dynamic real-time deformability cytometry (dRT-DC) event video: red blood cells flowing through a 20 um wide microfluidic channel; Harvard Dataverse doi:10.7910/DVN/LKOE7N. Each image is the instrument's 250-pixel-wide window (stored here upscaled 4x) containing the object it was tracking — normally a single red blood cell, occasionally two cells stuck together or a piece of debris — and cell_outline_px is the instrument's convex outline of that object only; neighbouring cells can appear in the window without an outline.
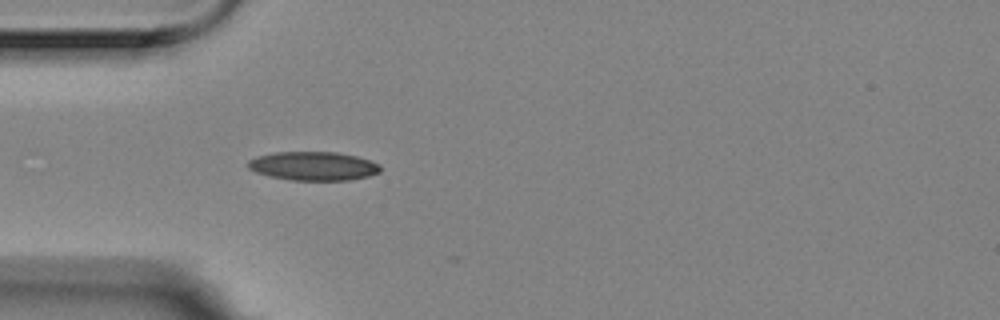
{"species": "Egyptian fruit bat (a non-hibernating species)", "species_latin": "Rousettus aegyptiacus", "temperature_condition": "room temperature", "stored_images_in_passage": 1, "camera_frame_rate_fps": 3000, "um_per_image_px": 0.085, "animal": {"sex": "female"}, "frame": {"image": 1, "passage_image": 1, "time_ms": 0.0, "image_size_px": [1000, 320], "cell_outline_px": [[380, 172], [368, 176], [348, 180], [292, 180], [272, 176], [256, 172], [248, 168], [248, 160], [256, 156], [272, 152], [336, 152], [356, 156], [380, 164]], "centroid_in_image_um": [26.62, 14.1], "position_along_channel_um": 58.4, "area_um2": 22.08}}